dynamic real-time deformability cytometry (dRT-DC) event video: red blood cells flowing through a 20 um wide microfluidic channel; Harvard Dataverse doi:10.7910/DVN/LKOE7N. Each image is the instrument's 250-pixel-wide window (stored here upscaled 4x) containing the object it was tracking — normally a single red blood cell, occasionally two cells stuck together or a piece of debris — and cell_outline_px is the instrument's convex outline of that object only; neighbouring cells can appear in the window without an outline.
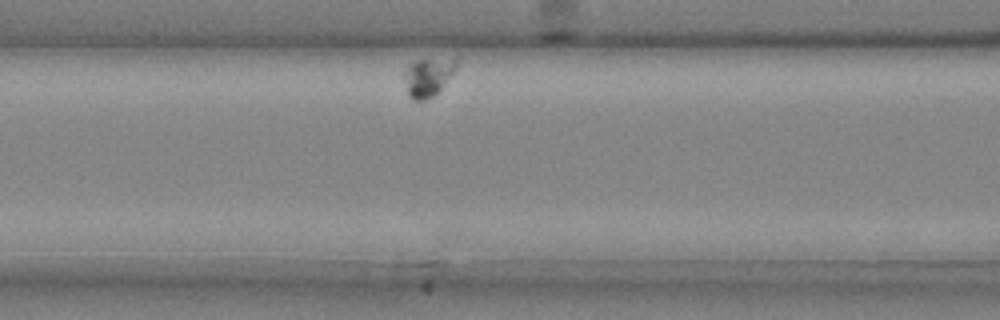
{"species": "common noctule bat (a hibernating species)", "species_latin": "Nyctalus noctula", "temperature_condition": "cold", "stored_images_in_passage": 27, "camera_frame_rate_fps": 3000, "um_per_image_px": 0.085, "animal": {"sex": "male", "body_mass_g": 20.4}, "frame": {"image": 1, "passage_image": 7, "time_ms": 2.0, "image_size_px": [1000, 320], "cell_outline_px": [[456, 68], [440, 88], [432, 96], [424, 100], [412, 100], [408, 96], [404, 80], [404, 72], [408, 64], [416, 60], [456, 60]], "centroid_in_image_um": [36.29, 6.57], "position_along_channel_um": 130.3, "area_um2": 11.16}}
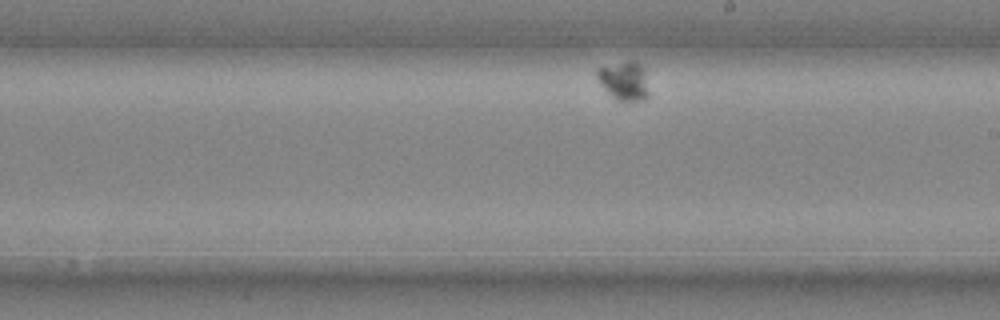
{"frame": {"image": 2, "passage_image": 16, "time_ms": 5.0, "image_size_px": [1000, 320], "cell_outline_px": [[648, 96], [640, 100], [616, 100], [600, 84], [596, 76], [596, 68], [620, 64], [640, 64], [644, 68], [648, 92]], "centroid_in_image_um": [53.03, 6.91], "position_along_channel_um": 236.0, "area_um2": 11.04}}
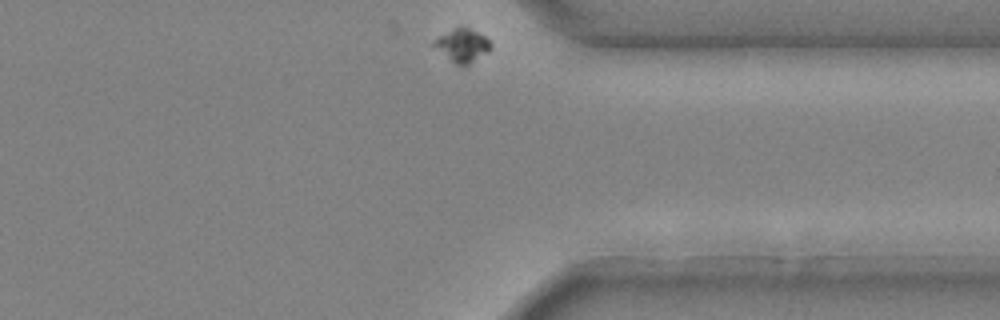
{"frame": {"image": 3, "passage_image": 27, "time_ms": 8.667, "image_size_px": [1000, 320], "cell_outline_px": [[492, 48], [488, 52], [468, 64], [456, 64], [432, 44], [440, 36], [460, 24], [464, 24], [484, 36], [492, 44]], "centroid_in_image_um": [39.35, 3.8], "position_along_channel_um": 372.1, "area_um2": 10.75}}